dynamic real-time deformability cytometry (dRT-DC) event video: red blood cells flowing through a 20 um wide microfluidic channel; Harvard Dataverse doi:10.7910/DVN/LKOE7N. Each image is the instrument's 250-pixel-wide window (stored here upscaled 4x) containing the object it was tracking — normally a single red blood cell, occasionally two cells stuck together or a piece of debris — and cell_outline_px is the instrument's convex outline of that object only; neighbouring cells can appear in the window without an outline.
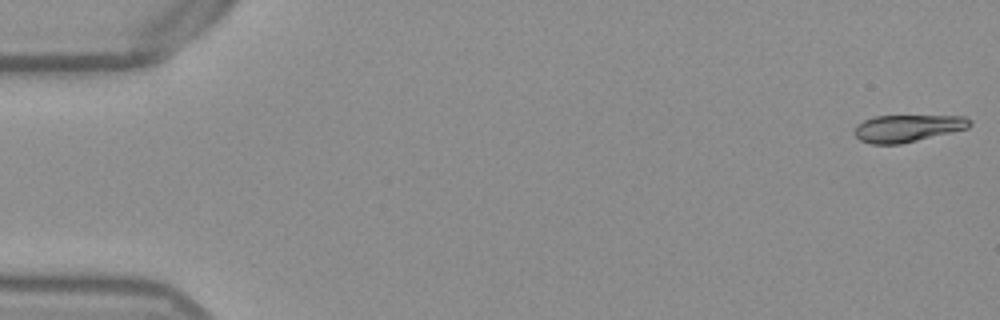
{"species": "Egyptian fruit bat (a non-hibernating species)", "species_latin": "Rousettus aegyptiacus", "temperature_condition": "warm", "stored_images_in_passage": 53, "camera_frame_rate_fps": 3000, "um_per_image_px": 0.085, "frame": {"image": 1, "passage_image": 1, "time_ms": 0.0, "image_size_px": [1000, 320], "cell_outline_px": [[972, 124], [968, 128], [900, 144], [872, 144], [860, 140], [852, 132], [856, 124], [872, 116], [964, 116], [972, 120]], "centroid_in_image_um": [77.1, 10.89], "position_along_channel_um": 7.9, "area_um2": 18.26}}
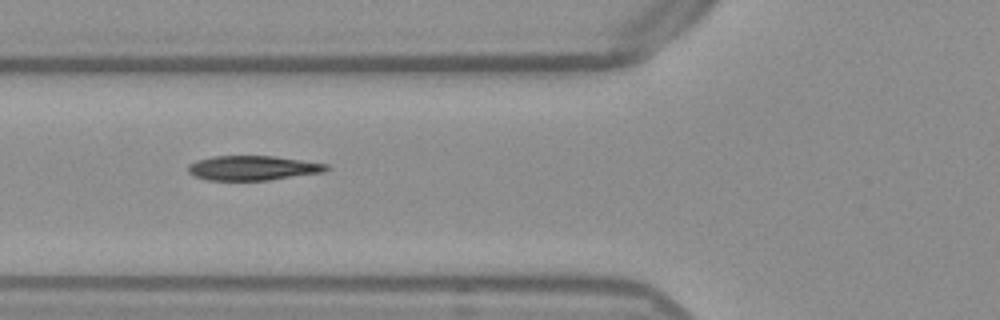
{"frame": {"image": 2, "passage_image": 20, "time_ms": 6.333, "image_size_px": [1000, 320], "cell_outline_px": [[332, 168], [324, 172], [268, 180], [208, 180], [192, 176], [188, 172], [188, 164], [196, 160], [212, 156], [272, 156], [328, 164]], "centroid_in_image_um": [21.46, 14.28], "position_along_channel_um": 104.3, "area_um2": 19.88}}
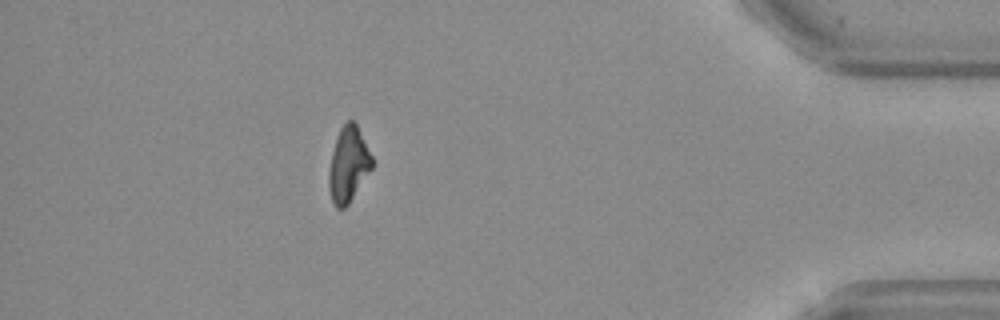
{"frame": {"image": 3, "passage_image": 47, "time_ms": 15.333, "image_size_px": [1000, 320], "cell_outline_px": [[372, 168], [348, 204], [344, 208], [336, 208], [332, 204], [328, 188], [328, 172], [332, 152], [336, 136], [340, 128], [348, 120], [352, 120], [356, 124], [372, 156]], "centroid_in_image_um": [29.58, 14.0], "position_along_channel_um": 405.6, "area_um2": 18.84}, "authors_computed_cell_mechanics": {"area_um2": 19.4208, "velocity_mm_per_s": 3.8654, "shape_relaxation_time_tau1_ms": 8.7601, "shape_relaxation_time_tau2_ms": 3.0753, "deformation_change_tau1": 0.2629, "deformation_change_tau2": 0.0878}}